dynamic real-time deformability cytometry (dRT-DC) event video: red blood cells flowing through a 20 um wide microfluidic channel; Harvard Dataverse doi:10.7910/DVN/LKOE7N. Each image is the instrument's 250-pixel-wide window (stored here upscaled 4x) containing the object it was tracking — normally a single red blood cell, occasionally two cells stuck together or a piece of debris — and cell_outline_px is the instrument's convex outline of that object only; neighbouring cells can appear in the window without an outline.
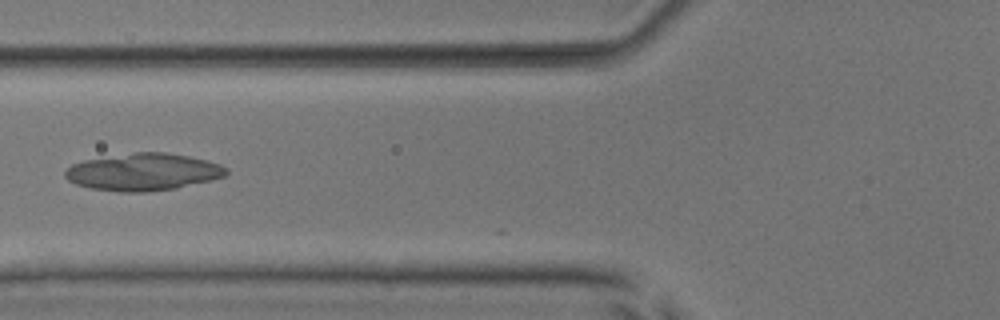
{"species": "common noctule bat (a hibernating species)", "species_latin": "Nyctalus noctula", "temperature_condition": "room temperature", "stored_images_in_passage": 29, "camera_frame_rate_fps": 3000, "um_per_image_px": 0.085, "animal": {"sex": "male", "body_mass_g": 17.9, "forearm_length_mm": 54.2}, "frame": {"image": 1, "passage_image": 2, "time_ms": 0.333, "image_size_px": [1000, 320], "cell_outline_px": [[228, 172], [224, 176], [212, 180], [176, 188], [148, 192], [120, 192], [92, 188], [76, 184], [68, 180], [64, 176], [64, 172], [72, 164], [84, 160], [136, 152], [164, 152], [188, 156], [208, 160], [220, 164], [228, 168]], "centroid_in_image_um": [12.19, 14.62], "position_along_channel_um": 113.6, "area_um2": 34.91}}
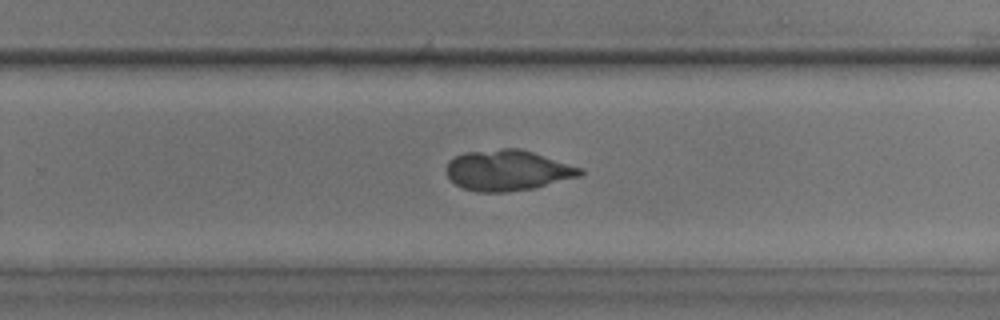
{"frame": {"image": 2, "passage_image": 15, "time_ms": 4.667, "image_size_px": [1000, 320], "cell_outline_px": [[584, 176], [536, 188], [504, 192], [476, 192], [464, 188], [456, 184], [448, 176], [448, 160], [464, 152], [500, 148], [520, 148], [584, 168]], "centroid_in_image_um": [43.23, 14.48], "position_along_channel_um": 286.6, "area_um2": 32.02}}
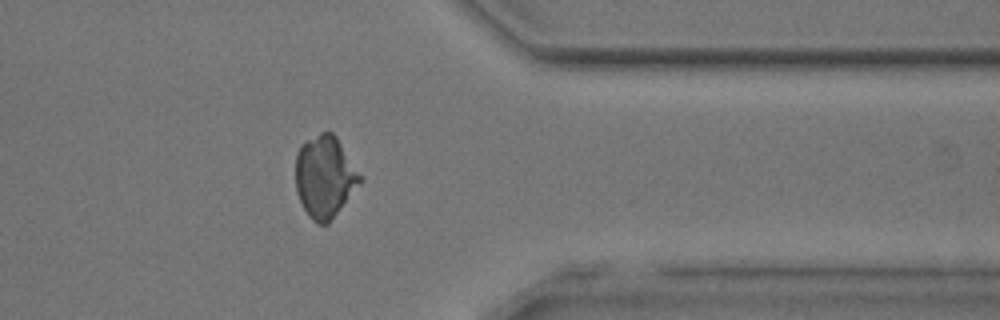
{"frame": {"image": 3, "passage_image": 23, "time_ms": 7.333, "image_size_px": [1000, 320], "cell_outline_px": [[364, 180], [328, 224], [316, 224], [308, 216], [296, 192], [296, 152], [304, 140], [320, 132], [332, 132], [336, 136]], "centroid_in_image_um": [27.6, 15.02], "position_along_channel_um": 383.8, "area_um2": 30.92}}